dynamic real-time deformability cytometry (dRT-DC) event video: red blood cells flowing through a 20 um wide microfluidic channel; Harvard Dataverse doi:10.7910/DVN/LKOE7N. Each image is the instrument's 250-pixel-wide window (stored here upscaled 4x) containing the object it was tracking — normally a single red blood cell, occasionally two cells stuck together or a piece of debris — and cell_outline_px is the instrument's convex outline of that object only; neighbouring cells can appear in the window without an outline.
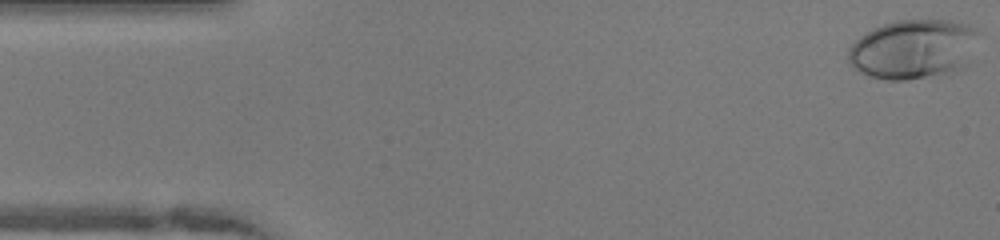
{"species": "human", "species_latin": "Homo sapiens", "temperature_condition": "warm", "stored_images_in_passage": 49, "camera_frame_rate_fps": 3000, "um_per_image_px": 0.085, "donor": {"sex": "female"}, "frame": {"image": 1, "passage_image": 1, "time_ms": 0.0, "image_size_px": [1000, 240], "cell_outline_px": [[980, 32], [964, 68], [948, 72], [904, 80], [888, 80], [872, 76], [860, 72], [852, 68], [848, 60], [848, 52], [852, 44], [860, 36], [872, 28], [896, 20], [948, 20], [968, 24], [976, 28]], "centroid_in_image_um": [77.61, 4.16], "position_along_channel_um": 7.4, "area_um2": 44.91}}
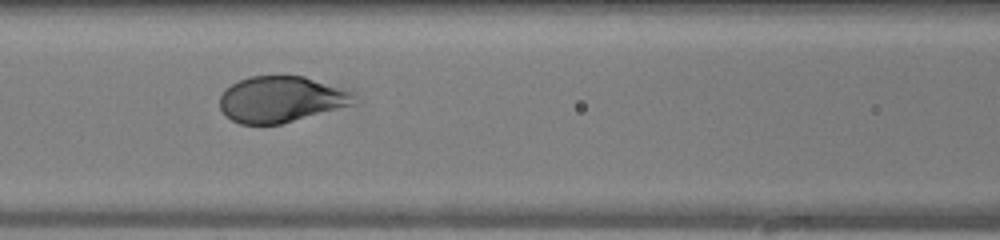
{"frame": {"image": 2, "passage_image": 20, "time_ms": 6.333, "image_size_px": [1000, 240], "cell_outline_px": [[352, 104], [280, 124], [240, 124], [232, 120], [220, 108], [220, 96], [232, 84], [240, 80], [252, 76], [304, 76], [348, 92]], "centroid_in_image_um": [23.77, 8.45], "position_along_channel_um": 142.8, "area_um2": 34.68}}
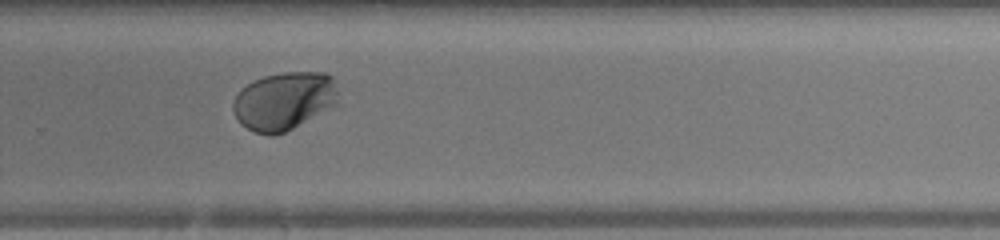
{"frame": {"image": 3, "passage_image": 32, "time_ms": 10.333, "image_size_px": [1000, 240], "cell_outline_px": [[340, 104], [284, 132], [272, 136], [268, 136], [256, 132], [240, 124], [232, 108], [232, 104], [240, 88], [252, 80], [264, 76], [284, 72], [328, 72], [332, 76]], "centroid_in_image_um": [24.15, 8.57], "position_along_channel_um": 305.6, "area_um2": 35.89}, "authors_computed_cell_mechanics": {"area_um2": 37.57, "velocity_mm_per_s": 4.1004, "shape_relaxation_time_tau1_ms": 2.7209, "shape_relaxation_time_tau2_ms": null, "deformation_change_tau1": 0.2055, "deformation_change_tau2": null}}